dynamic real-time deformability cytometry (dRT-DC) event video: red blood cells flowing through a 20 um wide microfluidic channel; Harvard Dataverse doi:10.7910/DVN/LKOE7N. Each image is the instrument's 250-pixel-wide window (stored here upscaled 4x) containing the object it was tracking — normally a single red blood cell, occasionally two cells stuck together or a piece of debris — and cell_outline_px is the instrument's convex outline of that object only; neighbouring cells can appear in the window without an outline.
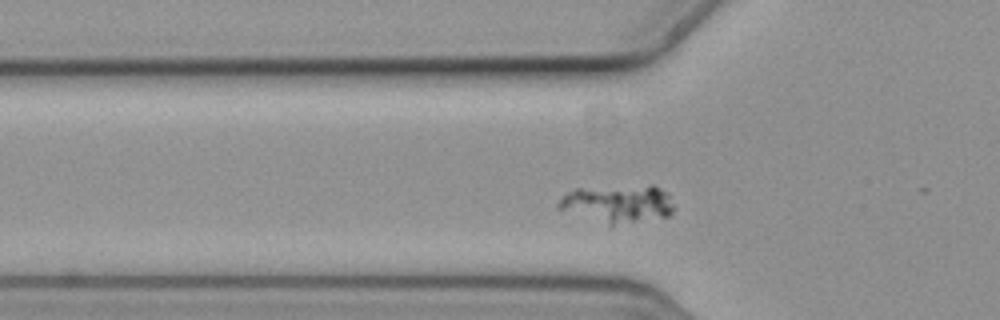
{"species": "common noctule bat (a hibernating species)", "species_latin": "Nyctalus noctula", "temperature_condition": "cold", "stored_images_in_passage": 42, "camera_frame_rate_fps": 3000, "um_per_image_px": 0.085, "animal": {"sex": "female", "body_mass_g": 19.3, "forearm_length_mm": 54.1}, "frame": {"image": 1, "passage_image": 11, "time_ms": 3.333, "image_size_px": [1000, 320], "cell_outline_px": [[672, 212], [668, 216], [612, 224], [608, 224], [556, 208], [556, 204], [568, 192], [576, 188], [652, 184], [668, 192], [672, 204]], "centroid_in_image_um": [52.52, 17.27], "position_along_channel_um": 73.3, "area_um2": 25.09}}
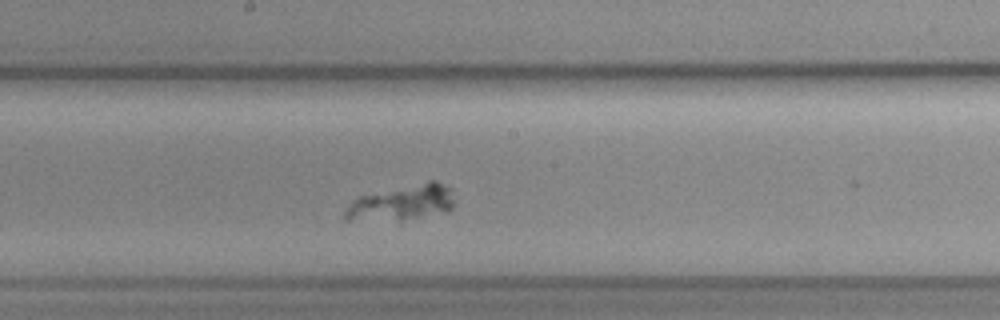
{"frame": {"image": 2, "passage_image": 23, "time_ms": 7.333, "image_size_px": [1000, 320], "cell_outline_px": [[452, 208], [448, 212], [400, 220], [348, 220], [344, 216], [344, 212], [348, 204], [356, 196], [428, 180], [436, 180], [452, 188]], "centroid_in_image_um": [34.16, 17.21], "position_along_channel_um": 214.0, "area_um2": 22.89}}
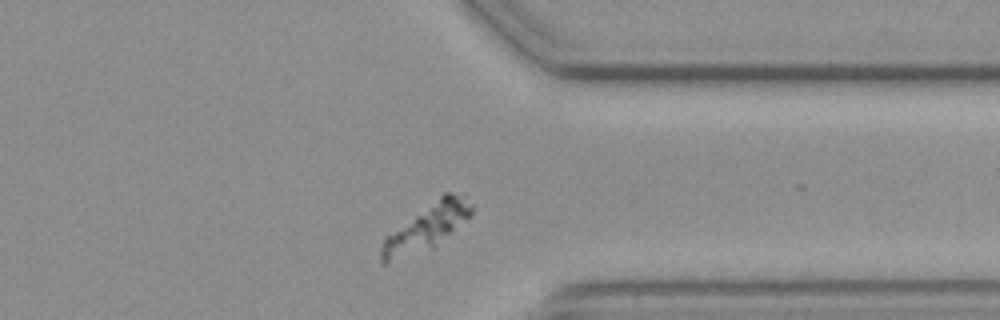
{"frame": {"image": 3, "passage_image": 37, "time_ms": 12.0, "image_size_px": [1000, 320], "cell_outline_px": [[476, 204], [472, 216], [432, 248], [388, 264], [380, 264], [380, 248], [384, 236], [444, 192], [452, 192], [464, 196]], "centroid_in_image_um": [36.25, 19.32], "position_along_channel_um": 375.1, "area_um2": 24.74}}